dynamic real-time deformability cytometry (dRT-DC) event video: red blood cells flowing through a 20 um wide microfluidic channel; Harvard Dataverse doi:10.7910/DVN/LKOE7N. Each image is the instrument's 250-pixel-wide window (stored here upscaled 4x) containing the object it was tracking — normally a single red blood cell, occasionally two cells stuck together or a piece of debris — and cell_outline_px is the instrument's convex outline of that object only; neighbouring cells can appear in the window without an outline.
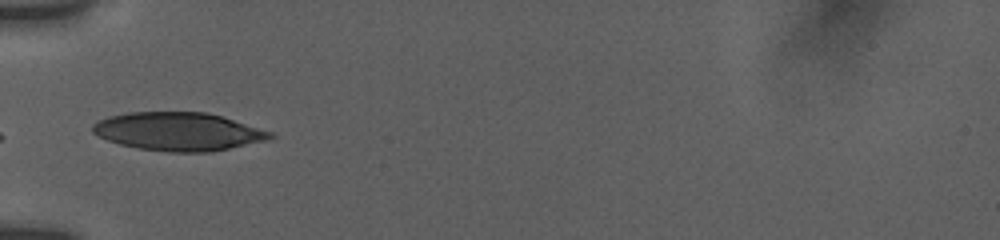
{"species": "human", "species_latin": "Homo sapiens", "temperature_condition": "room temperature", "stored_images_in_passage": 29, "camera_frame_rate_fps": 3000, "um_per_image_px": 0.085, "donor": {"sex": "female"}, "frame": {"image": 1, "passage_image": 1, "time_ms": 0.0, "image_size_px": [1000, 240], "cell_outline_px": [[276, 136], [264, 140], [228, 148], [208, 152], [168, 152], [140, 148], [120, 144], [108, 140], [92, 132], [92, 124], [96, 120], [108, 116], [128, 112], [204, 112], [220, 116], [272, 132]], "centroid_in_image_um": [15.09, 11.17], "position_along_channel_um": 69.9, "area_um2": 39.13}}